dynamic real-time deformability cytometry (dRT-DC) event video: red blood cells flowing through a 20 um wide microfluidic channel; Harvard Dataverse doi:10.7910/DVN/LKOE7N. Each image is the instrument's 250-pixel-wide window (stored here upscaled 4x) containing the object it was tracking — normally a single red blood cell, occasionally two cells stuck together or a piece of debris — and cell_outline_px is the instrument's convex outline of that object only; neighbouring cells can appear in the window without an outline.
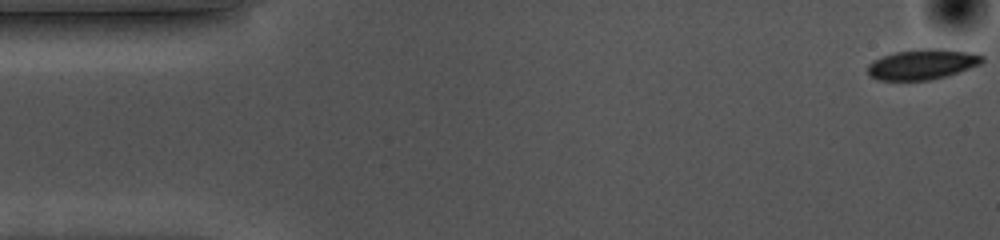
{"species": "common noctule bat (a hibernating species)", "species_latin": "Nyctalus noctula", "temperature_condition": "cold", "stored_images_in_passage": 55, "camera_frame_rate_fps": 3000, "um_per_image_px": 0.085, "animal": {"sex": "female", "body_mass_g": 10.0, "forearm_length_mm": 53.1}, "frame": {"image": 1, "passage_image": 1, "time_ms": 0.0, "image_size_px": [1000, 240], "cell_outline_px": [[980, 60], [972, 64], [952, 72], [936, 76], [916, 80], [892, 80], [876, 76], [872, 72], [872, 64], [880, 60], [892, 56], [908, 52], [956, 52], [980, 56]], "centroid_in_image_um": [78.34, 5.52], "position_along_channel_um": 6.7, "area_um2": 16.01}}
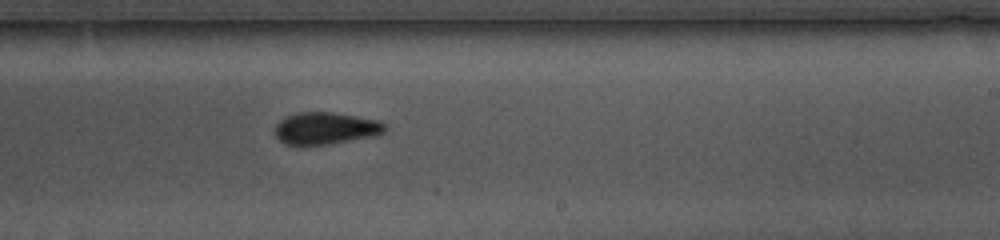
{"frame": {"image": 2, "passage_image": 32, "time_ms": 10.333, "image_size_px": [1000, 240], "cell_outline_px": [[380, 128], [376, 132], [332, 140], [308, 144], [296, 144], [284, 140], [280, 136], [280, 124], [284, 120], [296, 116], [340, 116], [364, 120], [380, 124]], "centroid_in_image_um": [27.52, 10.94], "position_along_channel_um": 261.5, "area_um2": 15.2}}
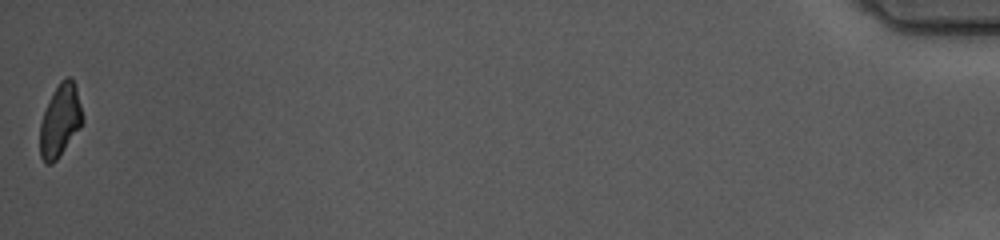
{"frame": {"image": 3, "passage_image": 55, "time_ms": 18.0, "image_size_px": [1000, 240], "cell_outline_px": [[80, 124], [60, 152], [52, 160], [44, 160], [40, 152], [40, 128], [48, 104], [56, 88], [64, 80], [72, 80], [80, 108]], "centroid_in_image_um": [5.06, 10.23], "position_along_channel_um": 430.1, "area_um2": 15.55}, "authors_computed_cell_mechanics": {"area_um2": 15.5482, "velocity_mm_per_s": 3.5684, "shape_relaxation_time_tau1_ms": 10.1851, "shape_relaxation_time_tau2_ms": 5.6437, "deformation_change_tau1": 0.2652, "deformation_change_tau2": 0.1363}}